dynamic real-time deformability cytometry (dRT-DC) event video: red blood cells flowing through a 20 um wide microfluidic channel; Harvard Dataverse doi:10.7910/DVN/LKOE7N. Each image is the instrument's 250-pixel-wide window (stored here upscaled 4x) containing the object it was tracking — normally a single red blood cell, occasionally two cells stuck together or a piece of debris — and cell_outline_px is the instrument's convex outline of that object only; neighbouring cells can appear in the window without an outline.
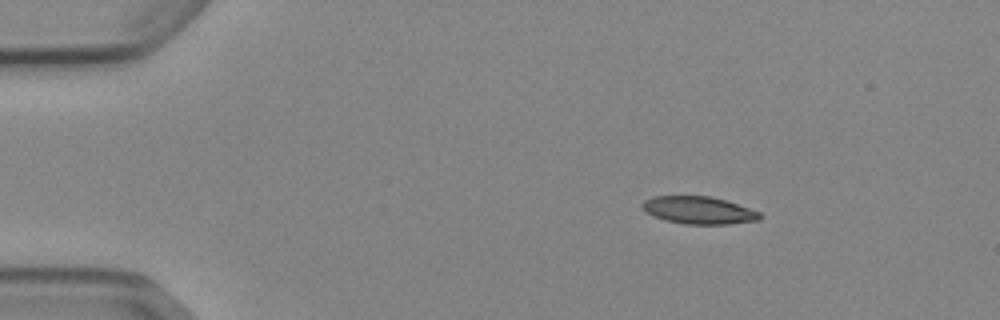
{"species": "Egyptian fruit bat (a non-hibernating species)", "species_latin": "Rousettus aegyptiacus", "temperature_condition": "cold", "stored_images_in_passage": 45, "camera_frame_rate_fps": 3000, "um_per_image_px": 0.085, "animal": {"sex": "female"}, "frame": {"image": 1, "passage_image": 1, "time_ms": 0.0, "image_size_px": [1000, 320], "cell_outline_px": [[764, 216], [760, 220], [728, 224], [684, 224], [664, 220], [648, 212], [640, 204], [644, 200], [652, 196], [708, 196], [724, 200], [760, 212]], "centroid_in_image_um": [59.41, 17.87], "position_along_channel_um": 25.6, "area_um2": 18.67}}
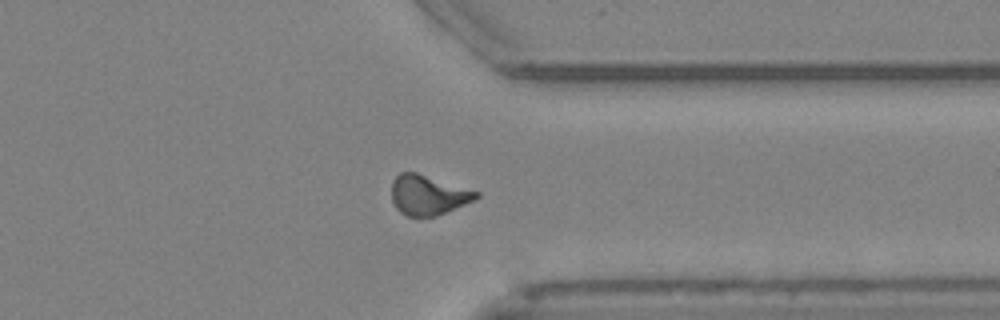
{"frame": {"image": 2, "passage_image": 34, "time_ms": 11.0, "image_size_px": [1000, 320], "cell_outline_px": [[480, 196], [476, 200], [436, 216], [408, 216], [400, 212], [396, 208], [392, 200], [392, 180], [400, 172], [416, 172], [480, 192]], "centroid_in_image_um": [36.4, 16.57], "position_along_channel_um": 375.0, "area_um2": 19.65}}
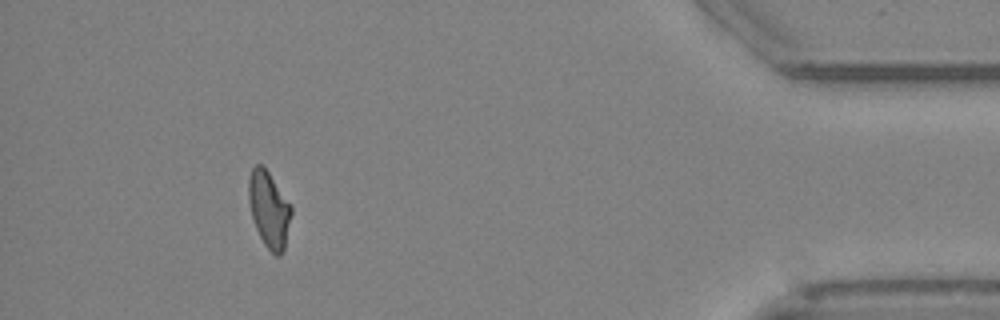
{"frame": {"image": 3, "passage_image": 41, "time_ms": 13.333, "image_size_px": [1000, 320], "cell_outline_px": [[292, 212], [284, 248], [280, 256], [276, 256], [264, 244], [256, 228], [252, 216], [248, 200], [248, 180], [252, 168], [256, 164], [260, 164], [268, 172], [292, 208]], "centroid_in_image_um": [22.85, 17.81], "position_along_channel_um": 412.4, "area_um2": 18.5}, "authors_computed_cell_mechanics": {"area_um2": 19.652, "velocity_mm_per_s": 3.8762, "shape_relaxation_time_tau1_ms": 9.1843, "shape_relaxation_time_tau2_ms": 5.1636, "deformation_change_tau1": 0.2039, "deformation_change_tau2": 0.1298}}